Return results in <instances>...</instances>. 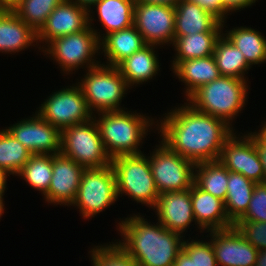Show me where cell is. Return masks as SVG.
I'll return each mask as SVG.
<instances>
[{"mask_svg": "<svg viewBox=\"0 0 266 266\" xmlns=\"http://www.w3.org/2000/svg\"><path fill=\"white\" fill-rule=\"evenodd\" d=\"M166 115L160 125L157 123L162 142L194 164L217 161L224 143L234 133L225 121L188 103Z\"/></svg>", "mask_w": 266, "mask_h": 266, "instance_id": "obj_1", "label": "cell"}, {"mask_svg": "<svg viewBox=\"0 0 266 266\" xmlns=\"http://www.w3.org/2000/svg\"><path fill=\"white\" fill-rule=\"evenodd\" d=\"M118 224L124 240L116 243L138 266H173L182 250L183 234L166 229L160 222L152 225L138 214Z\"/></svg>", "mask_w": 266, "mask_h": 266, "instance_id": "obj_2", "label": "cell"}, {"mask_svg": "<svg viewBox=\"0 0 266 266\" xmlns=\"http://www.w3.org/2000/svg\"><path fill=\"white\" fill-rule=\"evenodd\" d=\"M136 113L124 110L104 111L99 112L98 115L101 116L97 120L95 117L104 148L111 159L142 153L139 145L154 120Z\"/></svg>", "mask_w": 266, "mask_h": 266, "instance_id": "obj_3", "label": "cell"}, {"mask_svg": "<svg viewBox=\"0 0 266 266\" xmlns=\"http://www.w3.org/2000/svg\"><path fill=\"white\" fill-rule=\"evenodd\" d=\"M247 90L246 80L220 76L196 90L187 102L195 110L219 118L232 126L230 121L245 105Z\"/></svg>", "mask_w": 266, "mask_h": 266, "instance_id": "obj_4", "label": "cell"}, {"mask_svg": "<svg viewBox=\"0 0 266 266\" xmlns=\"http://www.w3.org/2000/svg\"><path fill=\"white\" fill-rule=\"evenodd\" d=\"M84 77L77 84L82 89L93 115L95 109L97 114L104 111L123 110L119 105L130 87L116 66L99 64L89 68Z\"/></svg>", "mask_w": 266, "mask_h": 266, "instance_id": "obj_5", "label": "cell"}, {"mask_svg": "<svg viewBox=\"0 0 266 266\" xmlns=\"http://www.w3.org/2000/svg\"><path fill=\"white\" fill-rule=\"evenodd\" d=\"M116 178L117 197L125 194L137 203L153 208L156 205L159 192L152 176L149 157L143 153L122 155L111 159Z\"/></svg>", "mask_w": 266, "mask_h": 266, "instance_id": "obj_6", "label": "cell"}, {"mask_svg": "<svg viewBox=\"0 0 266 266\" xmlns=\"http://www.w3.org/2000/svg\"><path fill=\"white\" fill-rule=\"evenodd\" d=\"M93 19L89 13V26L85 30L55 38L48 43V48L44 49L42 46V51L47 52L45 55H51L64 73L69 74L70 71L78 70L86 63L87 69L101 63L94 59V55L101 51L100 40L102 38L100 32L91 27Z\"/></svg>", "mask_w": 266, "mask_h": 266, "instance_id": "obj_7", "label": "cell"}, {"mask_svg": "<svg viewBox=\"0 0 266 266\" xmlns=\"http://www.w3.org/2000/svg\"><path fill=\"white\" fill-rule=\"evenodd\" d=\"M61 153L85 169L111 165L95 118L72 125L61 132Z\"/></svg>", "mask_w": 266, "mask_h": 266, "instance_id": "obj_8", "label": "cell"}, {"mask_svg": "<svg viewBox=\"0 0 266 266\" xmlns=\"http://www.w3.org/2000/svg\"><path fill=\"white\" fill-rule=\"evenodd\" d=\"M118 199L116 178L112 165L83 171L75 200L83 218H91L108 208Z\"/></svg>", "mask_w": 266, "mask_h": 266, "instance_id": "obj_9", "label": "cell"}, {"mask_svg": "<svg viewBox=\"0 0 266 266\" xmlns=\"http://www.w3.org/2000/svg\"><path fill=\"white\" fill-rule=\"evenodd\" d=\"M149 157V164L159 194L190 189L194 183L195 164L159 142Z\"/></svg>", "mask_w": 266, "mask_h": 266, "instance_id": "obj_10", "label": "cell"}, {"mask_svg": "<svg viewBox=\"0 0 266 266\" xmlns=\"http://www.w3.org/2000/svg\"><path fill=\"white\" fill-rule=\"evenodd\" d=\"M76 85L52 93L36 112L61 132L72 125L84 123L95 117L88 108L82 89Z\"/></svg>", "mask_w": 266, "mask_h": 266, "instance_id": "obj_11", "label": "cell"}, {"mask_svg": "<svg viewBox=\"0 0 266 266\" xmlns=\"http://www.w3.org/2000/svg\"><path fill=\"white\" fill-rule=\"evenodd\" d=\"M133 25L148 45L173 44L175 6L135 2Z\"/></svg>", "mask_w": 266, "mask_h": 266, "instance_id": "obj_12", "label": "cell"}, {"mask_svg": "<svg viewBox=\"0 0 266 266\" xmlns=\"http://www.w3.org/2000/svg\"><path fill=\"white\" fill-rule=\"evenodd\" d=\"M233 133L224 143L218 161L229 171L241 173L247 179L265 183V175L256 148V133L236 137Z\"/></svg>", "mask_w": 266, "mask_h": 266, "instance_id": "obj_13", "label": "cell"}, {"mask_svg": "<svg viewBox=\"0 0 266 266\" xmlns=\"http://www.w3.org/2000/svg\"><path fill=\"white\" fill-rule=\"evenodd\" d=\"M33 155L61 153V131L46 122L37 113L6 129Z\"/></svg>", "mask_w": 266, "mask_h": 266, "instance_id": "obj_14", "label": "cell"}, {"mask_svg": "<svg viewBox=\"0 0 266 266\" xmlns=\"http://www.w3.org/2000/svg\"><path fill=\"white\" fill-rule=\"evenodd\" d=\"M217 265L255 266L258 250L248 242L235 226L210 231Z\"/></svg>", "mask_w": 266, "mask_h": 266, "instance_id": "obj_15", "label": "cell"}, {"mask_svg": "<svg viewBox=\"0 0 266 266\" xmlns=\"http://www.w3.org/2000/svg\"><path fill=\"white\" fill-rule=\"evenodd\" d=\"M84 170V167L62 153L52 155V178L44 199L56 205H71Z\"/></svg>", "mask_w": 266, "mask_h": 266, "instance_id": "obj_16", "label": "cell"}, {"mask_svg": "<svg viewBox=\"0 0 266 266\" xmlns=\"http://www.w3.org/2000/svg\"><path fill=\"white\" fill-rule=\"evenodd\" d=\"M89 26V11L64 0L48 16L46 23L37 33V41L48 44L55 38L78 33Z\"/></svg>", "mask_w": 266, "mask_h": 266, "instance_id": "obj_17", "label": "cell"}, {"mask_svg": "<svg viewBox=\"0 0 266 266\" xmlns=\"http://www.w3.org/2000/svg\"><path fill=\"white\" fill-rule=\"evenodd\" d=\"M158 222L166 229L182 234L191 222L196 220L193 214L191 188L182 191H170L159 194L156 205Z\"/></svg>", "mask_w": 266, "mask_h": 266, "instance_id": "obj_18", "label": "cell"}, {"mask_svg": "<svg viewBox=\"0 0 266 266\" xmlns=\"http://www.w3.org/2000/svg\"><path fill=\"white\" fill-rule=\"evenodd\" d=\"M225 21L195 0H179L175 5V38L201 32H223Z\"/></svg>", "mask_w": 266, "mask_h": 266, "instance_id": "obj_19", "label": "cell"}, {"mask_svg": "<svg viewBox=\"0 0 266 266\" xmlns=\"http://www.w3.org/2000/svg\"><path fill=\"white\" fill-rule=\"evenodd\" d=\"M191 201L196 224L200 230H222L234 226L228 218L225 202L203 191L195 183L191 187Z\"/></svg>", "mask_w": 266, "mask_h": 266, "instance_id": "obj_20", "label": "cell"}, {"mask_svg": "<svg viewBox=\"0 0 266 266\" xmlns=\"http://www.w3.org/2000/svg\"><path fill=\"white\" fill-rule=\"evenodd\" d=\"M37 33L10 8L0 11V52L16 53L35 46Z\"/></svg>", "mask_w": 266, "mask_h": 266, "instance_id": "obj_21", "label": "cell"}, {"mask_svg": "<svg viewBox=\"0 0 266 266\" xmlns=\"http://www.w3.org/2000/svg\"><path fill=\"white\" fill-rule=\"evenodd\" d=\"M172 70L188 86L185 91L187 99L200 87L221 76L213 55L180 61Z\"/></svg>", "mask_w": 266, "mask_h": 266, "instance_id": "obj_22", "label": "cell"}, {"mask_svg": "<svg viewBox=\"0 0 266 266\" xmlns=\"http://www.w3.org/2000/svg\"><path fill=\"white\" fill-rule=\"evenodd\" d=\"M102 35L100 49L103 50L102 53L104 52L108 60L107 65L110 66H117L125 58L147 45L134 25L106 36Z\"/></svg>", "mask_w": 266, "mask_h": 266, "instance_id": "obj_23", "label": "cell"}, {"mask_svg": "<svg viewBox=\"0 0 266 266\" xmlns=\"http://www.w3.org/2000/svg\"><path fill=\"white\" fill-rule=\"evenodd\" d=\"M155 47L156 45L147 44L116 66L129 87L142 84L158 73L159 60L154 51Z\"/></svg>", "mask_w": 266, "mask_h": 266, "instance_id": "obj_24", "label": "cell"}, {"mask_svg": "<svg viewBox=\"0 0 266 266\" xmlns=\"http://www.w3.org/2000/svg\"><path fill=\"white\" fill-rule=\"evenodd\" d=\"M95 6L105 35L133 26L135 0H100Z\"/></svg>", "mask_w": 266, "mask_h": 266, "instance_id": "obj_25", "label": "cell"}, {"mask_svg": "<svg viewBox=\"0 0 266 266\" xmlns=\"http://www.w3.org/2000/svg\"><path fill=\"white\" fill-rule=\"evenodd\" d=\"M256 183L241 173L228 170V187L225 209L228 218L235 224L247 211Z\"/></svg>", "mask_w": 266, "mask_h": 266, "instance_id": "obj_26", "label": "cell"}, {"mask_svg": "<svg viewBox=\"0 0 266 266\" xmlns=\"http://www.w3.org/2000/svg\"><path fill=\"white\" fill-rule=\"evenodd\" d=\"M221 34L222 32H201L174 38L173 45L177 52L172 61V69L180 61L212 56L216 40Z\"/></svg>", "mask_w": 266, "mask_h": 266, "instance_id": "obj_27", "label": "cell"}, {"mask_svg": "<svg viewBox=\"0 0 266 266\" xmlns=\"http://www.w3.org/2000/svg\"><path fill=\"white\" fill-rule=\"evenodd\" d=\"M213 56L221 76L235 77L246 80L245 72L250 65L242 52L223 33L216 40Z\"/></svg>", "mask_w": 266, "mask_h": 266, "instance_id": "obj_28", "label": "cell"}, {"mask_svg": "<svg viewBox=\"0 0 266 266\" xmlns=\"http://www.w3.org/2000/svg\"><path fill=\"white\" fill-rule=\"evenodd\" d=\"M223 33L243 54L247 63L257 65L266 62V39L251 27H236Z\"/></svg>", "mask_w": 266, "mask_h": 266, "instance_id": "obj_29", "label": "cell"}, {"mask_svg": "<svg viewBox=\"0 0 266 266\" xmlns=\"http://www.w3.org/2000/svg\"><path fill=\"white\" fill-rule=\"evenodd\" d=\"M194 169V183L203 191L225 201L228 169L218 160L195 164Z\"/></svg>", "mask_w": 266, "mask_h": 266, "instance_id": "obj_30", "label": "cell"}, {"mask_svg": "<svg viewBox=\"0 0 266 266\" xmlns=\"http://www.w3.org/2000/svg\"><path fill=\"white\" fill-rule=\"evenodd\" d=\"M32 155L6 129L0 131V169L6 176L18 175Z\"/></svg>", "mask_w": 266, "mask_h": 266, "instance_id": "obj_31", "label": "cell"}, {"mask_svg": "<svg viewBox=\"0 0 266 266\" xmlns=\"http://www.w3.org/2000/svg\"><path fill=\"white\" fill-rule=\"evenodd\" d=\"M64 0H17L12 11L36 33L44 26L50 13Z\"/></svg>", "mask_w": 266, "mask_h": 266, "instance_id": "obj_32", "label": "cell"}, {"mask_svg": "<svg viewBox=\"0 0 266 266\" xmlns=\"http://www.w3.org/2000/svg\"><path fill=\"white\" fill-rule=\"evenodd\" d=\"M17 176L45 195L52 178V155H32Z\"/></svg>", "mask_w": 266, "mask_h": 266, "instance_id": "obj_33", "label": "cell"}, {"mask_svg": "<svg viewBox=\"0 0 266 266\" xmlns=\"http://www.w3.org/2000/svg\"><path fill=\"white\" fill-rule=\"evenodd\" d=\"M90 252L93 266H138L135 260L117 243L95 246Z\"/></svg>", "mask_w": 266, "mask_h": 266, "instance_id": "obj_34", "label": "cell"}, {"mask_svg": "<svg viewBox=\"0 0 266 266\" xmlns=\"http://www.w3.org/2000/svg\"><path fill=\"white\" fill-rule=\"evenodd\" d=\"M182 250L194 258L196 266H218L211 241H183Z\"/></svg>", "mask_w": 266, "mask_h": 266, "instance_id": "obj_35", "label": "cell"}, {"mask_svg": "<svg viewBox=\"0 0 266 266\" xmlns=\"http://www.w3.org/2000/svg\"><path fill=\"white\" fill-rule=\"evenodd\" d=\"M238 221L266 222V183L255 185L247 211Z\"/></svg>", "mask_w": 266, "mask_h": 266, "instance_id": "obj_36", "label": "cell"}, {"mask_svg": "<svg viewBox=\"0 0 266 266\" xmlns=\"http://www.w3.org/2000/svg\"><path fill=\"white\" fill-rule=\"evenodd\" d=\"M234 226L258 251L266 249V222L237 221Z\"/></svg>", "mask_w": 266, "mask_h": 266, "instance_id": "obj_37", "label": "cell"}, {"mask_svg": "<svg viewBox=\"0 0 266 266\" xmlns=\"http://www.w3.org/2000/svg\"><path fill=\"white\" fill-rule=\"evenodd\" d=\"M222 1V21H225L230 11H236L243 8H247L248 6L251 7L256 0H221Z\"/></svg>", "mask_w": 266, "mask_h": 266, "instance_id": "obj_38", "label": "cell"}, {"mask_svg": "<svg viewBox=\"0 0 266 266\" xmlns=\"http://www.w3.org/2000/svg\"><path fill=\"white\" fill-rule=\"evenodd\" d=\"M205 9L211 11L222 20V1L221 0H195Z\"/></svg>", "mask_w": 266, "mask_h": 266, "instance_id": "obj_39", "label": "cell"}, {"mask_svg": "<svg viewBox=\"0 0 266 266\" xmlns=\"http://www.w3.org/2000/svg\"><path fill=\"white\" fill-rule=\"evenodd\" d=\"M256 148L262 163L266 183V143L256 134Z\"/></svg>", "mask_w": 266, "mask_h": 266, "instance_id": "obj_40", "label": "cell"}, {"mask_svg": "<svg viewBox=\"0 0 266 266\" xmlns=\"http://www.w3.org/2000/svg\"><path fill=\"white\" fill-rule=\"evenodd\" d=\"M173 266H196L194 258H190L183 250L178 253Z\"/></svg>", "mask_w": 266, "mask_h": 266, "instance_id": "obj_41", "label": "cell"}, {"mask_svg": "<svg viewBox=\"0 0 266 266\" xmlns=\"http://www.w3.org/2000/svg\"><path fill=\"white\" fill-rule=\"evenodd\" d=\"M73 3H76L77 5L85 8L86 10L89 11V13H92L91 11V6H93L96 2L100 1V0H69ZM91 11V12H90Z\"/></svg>", "mask_w": 266, "mask_h": 266, "instance_id": "obj_42", "label": "cell"}, {"mask_svg": "<svg viewBox=\"0 0 266 266\" xmlns=\"http://www.w3.org/2000/svg\"><path fill=\"white\" fill-rule=\"evenodd\" d=\"M179 0H135L139 3H157V4H166L170 6H175Z\"/></svg>", "mask_w": 266, "mask_h": 266, "instance_id": "obj_43", "label": "cell"}, {"mask_svg": "<svg viewBox=\"0 0 266 266\" xmlns=\"http://www.w3.org/2000/svg\"><path fill=\"white\" fill-rule=\"evenodd\" d=\"M255 266H266V249L258 252Z\"/></svg>", "mask_w": 266, "mask_h": 266, "instance_id": "obj_44", "label": "cell"}, {"mask_svg": "<svg viewBox=\"0 0 266 266\" xmlns=\"http://www.w3.org/2000/svg\"><path fill=\"white\" fill-rule=\"evenodd\" d=\"M262 129L259 132H255L266 143V122L262 123Z\"/></svg>", "mask_w": 266, "mask_h": 266, "instance_id": "obj_45", "label": "cell"}, {"mask_svg": "<svg viewBox=\"0 0 266 266\" xmlns=\"http://www.w3.org/2000/svg\"><path fill=\"white\" fill-rule=\"evenodd\" d=\"M6 181H7V176L0 169V189L6 188V183H7Z\"/></svg>", "mask_w": 266, "mask_h": 266, "instance_id": "obj_46", "label": "cell"}, {"mask_svg": "<svg viewBox=\"0 0 266 266\" xmlns=\"http://www.w3.org/2000/svg\"><path fill=\"white\" fill-rule=\"evenodd\" d=\"M4 192H5V189H0V218H1V215L3 214L4 212V203H3V195H4Z\"/></svg>", "mask_w": 266, "mask_h": 266, "instance_id": "obj_47", "label": "cell"}, {"mask_svg": "<svg viewBox=\"0 0 266 266\" xmlns=\"http://www.w3.org/2000/svg\"><path fill=\"white\" fill-rule=\"evenodd\" d=\"M7 8H10L17 0H0Z\"/></svg>", "mask_w": 266, "mask_h": 266, "instance_id": "obj_48", "label": "cell"}, {"mask_svg": "<svg viewBox=\"0 0 266 266\" xmlns=\"http://www.w3.org/2000/svg\"><path fill=\"white\" fill-rule=\"evenodd\" d=\"M7 9V7L0 1V11Z\"/></svg>", "mask_w": 266, "mask_h": 266, "instance_id": "obj_49", "label": "cell"}]
</instances>
